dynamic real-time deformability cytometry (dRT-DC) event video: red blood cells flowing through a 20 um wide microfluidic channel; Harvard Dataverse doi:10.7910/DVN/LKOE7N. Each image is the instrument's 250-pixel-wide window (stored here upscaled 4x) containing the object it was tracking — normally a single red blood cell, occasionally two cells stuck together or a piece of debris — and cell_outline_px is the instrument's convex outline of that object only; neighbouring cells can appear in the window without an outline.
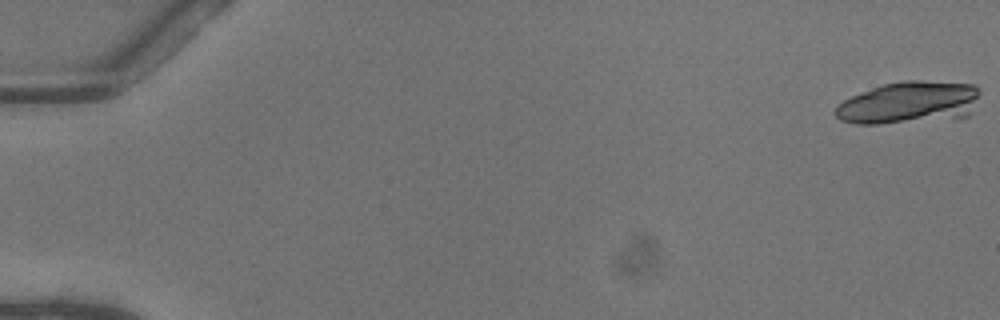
{"species": "common noctule bat (a hibernating species)", "species_latin": "Nyctalus noctula", "temperature_condition": "warm", "stored_images_in_passage": 15, "camera_frame_rate_fps": 3000, "um_per_image_px": 0.085, "animal": {"sex": "female"}, "frame": {"image": 1, "passage_image": 1, "time_ms": 0.0, "image_size_px": [1000, 320], "cell_outline_px": [[980, 92], [968, 116], [876, 124], [856, 124], [840, 120], [832, 112], [836, 104], [852, 96], [884, 84], [904, 80], [920, 80], [972, 84], [980, 88]], "centroid_in_image_um": [77.22, 8.71], "position_along_channel_um": 7.8, "area_um2": 35.14}}